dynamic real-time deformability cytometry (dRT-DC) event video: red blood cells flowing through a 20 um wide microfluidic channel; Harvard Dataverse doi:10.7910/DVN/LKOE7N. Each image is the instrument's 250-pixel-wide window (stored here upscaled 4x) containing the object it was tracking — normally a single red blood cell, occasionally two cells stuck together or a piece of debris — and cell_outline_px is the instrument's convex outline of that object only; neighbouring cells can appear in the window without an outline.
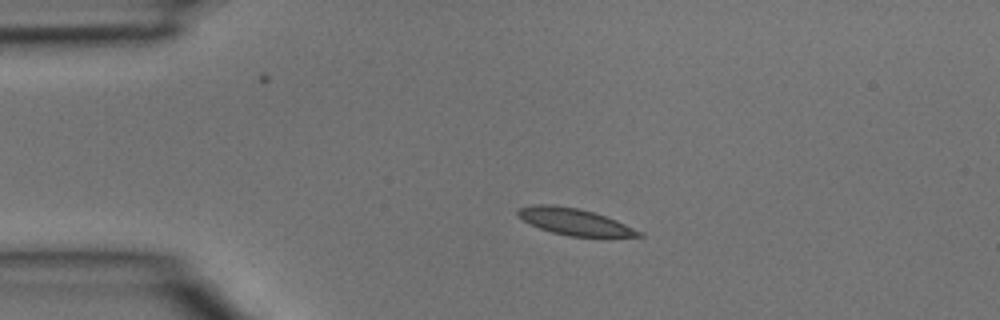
{"species": "common noctule bat (a hibernating species)", "species_latin": "Nyctalus noctula", "temperature_condition": "room temperature", "stored_images_in_passage": 3, "camera_frame_rate_fps": 3000, "um_per_image_px": 0.085, "animal": {"sex": "male", "body_mass_g": 15.6}, "frame": {"image": 1, "passage_image": 1, "time_ms": 0.0, "image_size_px": [1000, 320], "cell_outline_px": [[644, 236], [568, 236], [552, 232], [540, 228], [524, 220], [516, 212], [516, 208], [536, 204], [552, 204], [576, 208], [592, 212], [616, 220], [644, 232]], "centroid_in_image_um": [48.83, 18.83], "position_along_channel_um": 36.2, "area_um2": 18.44}}
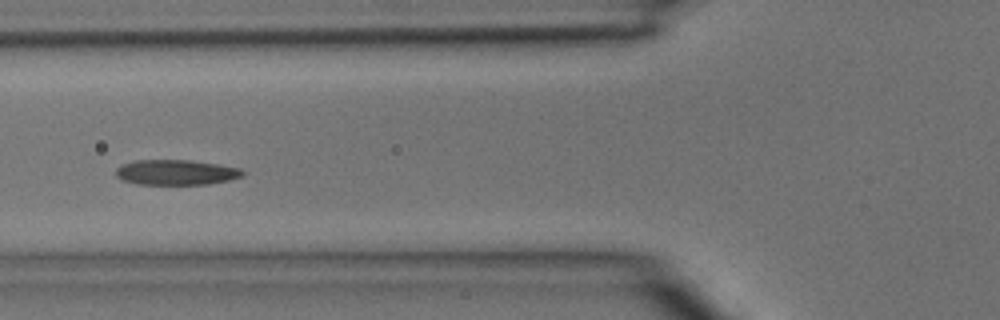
{"frame": {"image": 2, "passage_image": 3, "time_ms": 0.667, "image_size_px": [1000, 320], "cell_outline_px": [[244, 176], [228, 180], [208, 184], [136, 184], [120, 180], [116, 176], [116, 168], [120, 164], [136, 160], [188, 160], [220, 164], [240, 168], [244, 172]], "centroid_in_image_um": [14.94, 14.64], "position_along_channel_um": 110.9, "area_um2": 18.79}}